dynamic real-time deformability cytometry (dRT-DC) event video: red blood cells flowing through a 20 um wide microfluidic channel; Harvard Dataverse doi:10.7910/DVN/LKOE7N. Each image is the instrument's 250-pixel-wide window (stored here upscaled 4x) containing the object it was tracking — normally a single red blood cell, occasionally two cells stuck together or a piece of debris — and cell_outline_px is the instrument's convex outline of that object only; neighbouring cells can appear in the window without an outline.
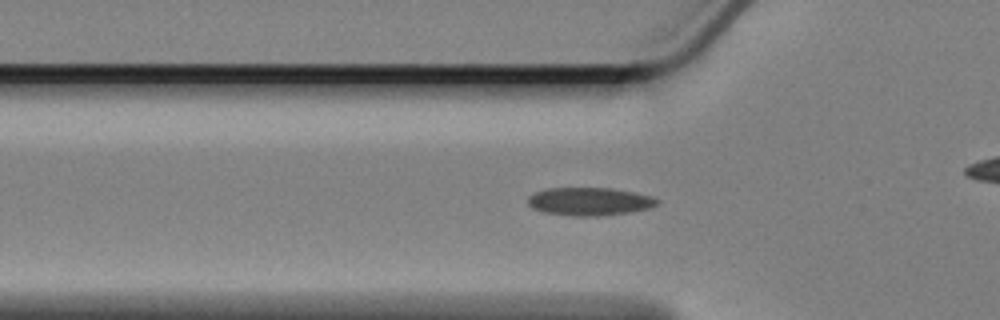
{"species": "Egyptian fruit bat (a non-hibernating species)", "species_latin": "Rousettus aegyptiacus", "temperature_condition": "cold", "stored_images_in_passage": 59, "camera_frame_rate_fps": 3000, "um_per_image_px": 0.085, "animal": {"sex": "female"}, "frame": {"image": 1, "passage_image": 18, "time_ms": 5.667, "image_size_px": [1000, 320], "cell_outline_px": [[660, 204], [648, 208], [628, 212], [596, 216], [572, 216], [544, 212], [532, 208], [528, 204], [528, 196], [536, 192], [548, 188], [612, 188], [652, 196], [660, 200]], "centroid_in_image_um": [50.11, 17.12], "position_along_channel_um": 75.7, "area_um2": 21.04}}
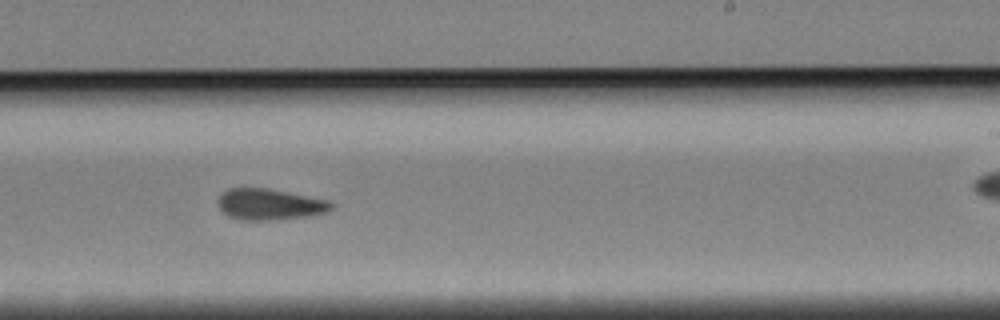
{"frame": {"image": 2, "passage_image": 35, "time_ms": 11.333, "image_size_px": [1000, 320], "cell_outline_px": [[332, 208], [328, 212], [304, 216], [276, 220], [240, 220], [228, 216], [220, 208], [216, 200], [228, 188], [268, 188], [328, 200], [332, 204]], "centroid_in_image_um": [22.89, 17.37], "position_along_channel_um": 266.1, "area_um2": 20.46}}
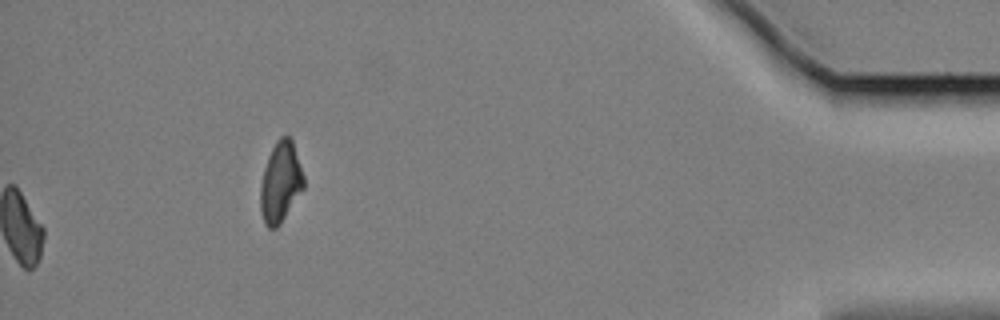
{"frame": {"image": 3, "passage_image": 59, "time_ms": 19.333, "image_size_px": [1000, 320], "cell_outline_px": [[304, 188], [280, 224], [276, 228], [268, 228], [264, 224], [260, 212], [260, 184], [264, 168], [268, 156], [276, 140], [280, 136], [288, 136], [292, 140], [304, 176]], "centroid_in_image_um": [23.83, 15.5], "position_along_channel_um": 411.4, "area_um2": 20.4}, "authors_computed_cell_mechanics": {"area_um2": 20.1722, "velocity_mm_per_s": 3.3551, "shape_relaxation_time_tau1_ms": 4.7927, "shape_relaxation_time_tau2_ms": 3.4957, "deformation_change_tau1": 0.1266, "deformation_change_tau2": 0.0967}}